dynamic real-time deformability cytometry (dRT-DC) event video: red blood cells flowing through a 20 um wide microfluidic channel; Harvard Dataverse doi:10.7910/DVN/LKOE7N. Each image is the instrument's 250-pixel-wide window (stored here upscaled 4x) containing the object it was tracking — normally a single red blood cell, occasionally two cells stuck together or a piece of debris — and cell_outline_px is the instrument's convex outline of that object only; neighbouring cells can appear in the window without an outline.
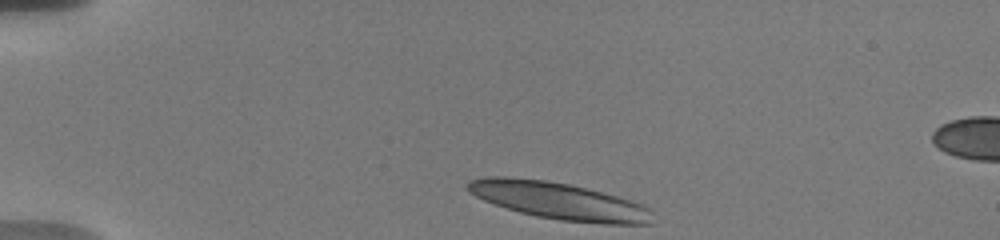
{"species": "human", "species_latin": "Homo sapiens", "temperature_condition": "warm", "stored_images_in_passage": 31, "camera_frame_rate_fps": 3000, "um_per_image_px": 0.085, "donor": {"sex": "male"}, "frame": {"image": 1, "passage_image": 1, "time_ms": 0.0, "image_size_px": [1000, 240], "cell_outline_px": [[652, 224], [604, 224], [560, 220], [536, 216], [520, 212], [484, 200], [468, 192], [464, 188], [464, 184], [468, 180], [484, 176], [504, 176], [544, 180], [568, 184], [616, 196], [640, 204], [648, 208]], "centroid_in_image_um": [47.4, 17.06], "position_along_channel_um": 37.6, "area_um2": 39.54}}
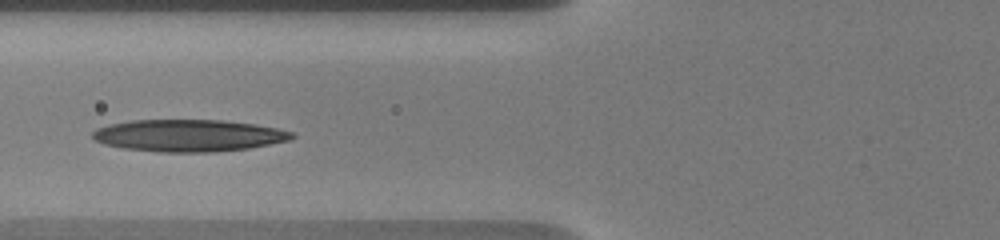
{"frame": {"image": 2, "passage_image": 17, "time_ms": 3.667, "image_size_px": [1000, 240], "cell_outline_px": [[296, 136], [292, 140], [248, 148], [212, 152], [156, 152], [124, 148], [104, 144], [96, 140], [92, 136], [92, 132], [96, 128], [108, 124], [128, 120], [220, 120], [256, 124], [296, 132]], "centroid_in_image_um": [16.05, 11.51], "position_along_channel_um": 109.8, "area_um2": 37.45}}
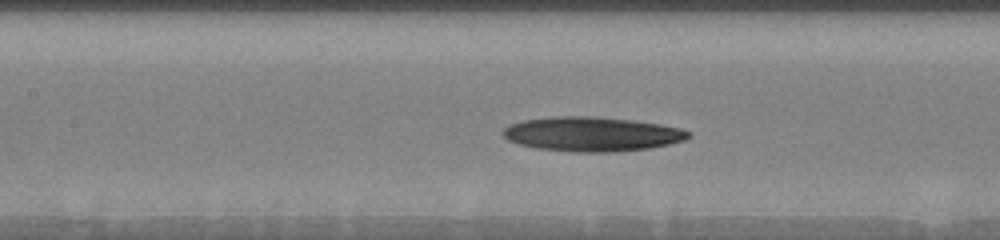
{"frame": {"image": 3, "passage_image": 25, "time_ms": 5.0, "image_size_px": [1000, 240], "cell_outline_px": [[692, 136], [684, 140], [668, 144], [648, 148], [612, 152], [572, 152], [540, 148], [520, 144], [508, 140], [504, 136], [504, 128], [512, 124], [524, 120], [552, 116], [600, 116], [632, 120], [660, 124], [680, 128], [688, 132]], "centroid_in_image_um": [50.33, 11.39], "position_along_channel_um": 157.1, "area_um2": 36.99}}